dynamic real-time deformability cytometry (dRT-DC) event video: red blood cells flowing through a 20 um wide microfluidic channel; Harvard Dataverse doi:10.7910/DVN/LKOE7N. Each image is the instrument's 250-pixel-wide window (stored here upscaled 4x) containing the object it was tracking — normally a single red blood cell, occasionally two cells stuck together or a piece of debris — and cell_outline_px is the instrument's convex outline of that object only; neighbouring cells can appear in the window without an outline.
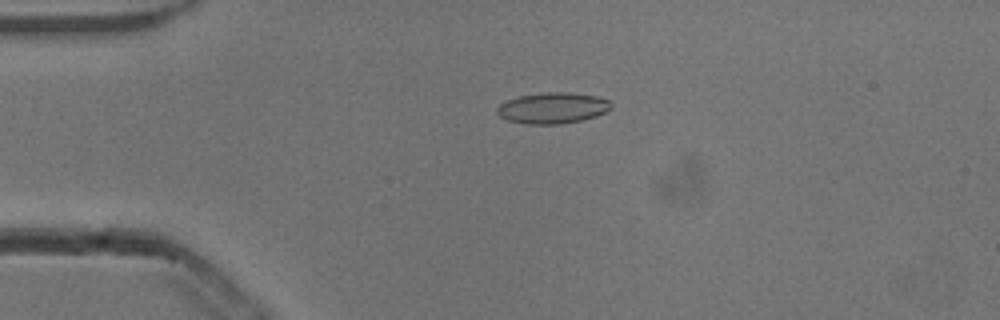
{"species": "common noctule bat (a hibernating species)", "species_latin": "Nyctalus noctula", "temperature_condition": "cold", "stored_images_in_passage": 45, "camera_frame_rate_fps": 3000, "um_per_image_px": 0.085, "animal": {"sex": "male", "body_mass_g": 13.3}, "frame": {"image": 1, "passage_image": 4, "time_ms": 1.0, "image_size_px": [1000, 320], "cell_outline_px": [[612, 108], [596, 116], [580, 120], [556, 124], [524, 124], [508, 120], [500, 116], [496, 112], [496, 108], [500, 104], [508, 100], [520, 96], [544, 92], [568, 92], [596, 96], [608, 100], [612, 104]], "centroid_in_image_um": [46.96, 9.18], "position_along_channel_um": 38.0, "area_um2": 20.46}}
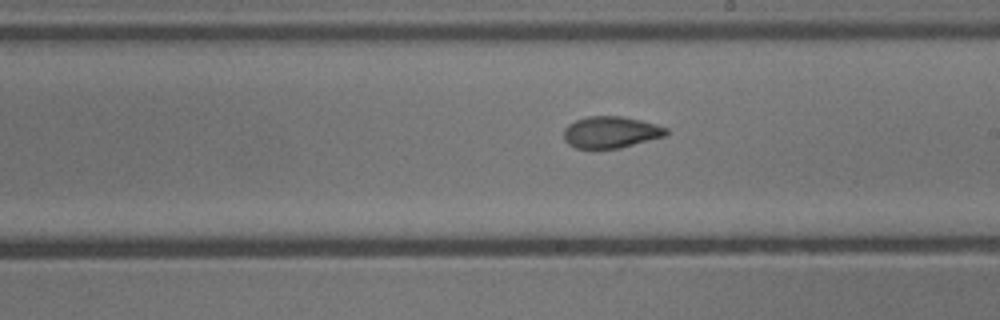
{"frame": {"image": 2, "passage_image": 22, "time_ms": 7.0, "image_size_px": [1000, 320], "cell_outline_px": [[668, 132], [664, 136], [620, 148], [576, 148], [568, 144], [564, 140], [564, 128], [568, 124], [576, 120], [588, 116], [624, 116], [640, 120], [668, 128]], "centroid_in_image_um": [51.89, 11.23], "position_along_channel_um": 237.1, "area_um2": 18.79}}
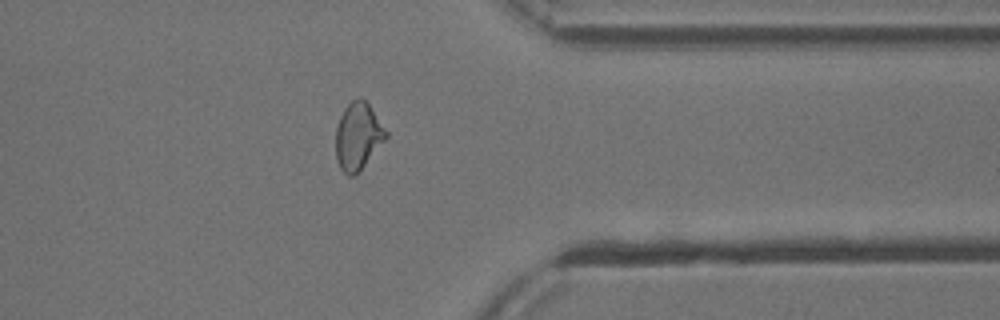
{"frame": {"image": 3, "passage_image": 34, "time_ms": 11.0, "image_size_px": [1000, 320], "cell_outline_px": [[388, 136], [356, 176], [348, 176], [340, 168], [336, 160], [336, 128], [340, 116], [344, 108], [352, 100], [360, 96], [368, 104], [388, 132]], "centroid_in_image_um": [30.42, 11.6], "position_along_channel_um": 381.0, "area_um2": 19.65}, "authors_computed_cell_mechanics": {"area_um2": 19.5942, "velocity_mm_per_s": 3.8344, "shape_relaxation_time_tau1_ms": 5.3099, "shape_relaxation_time_tau2_ms": 1.5752, "deformation_change_tau1": 0.1487, "deformation_change_tau2": 0.064}}